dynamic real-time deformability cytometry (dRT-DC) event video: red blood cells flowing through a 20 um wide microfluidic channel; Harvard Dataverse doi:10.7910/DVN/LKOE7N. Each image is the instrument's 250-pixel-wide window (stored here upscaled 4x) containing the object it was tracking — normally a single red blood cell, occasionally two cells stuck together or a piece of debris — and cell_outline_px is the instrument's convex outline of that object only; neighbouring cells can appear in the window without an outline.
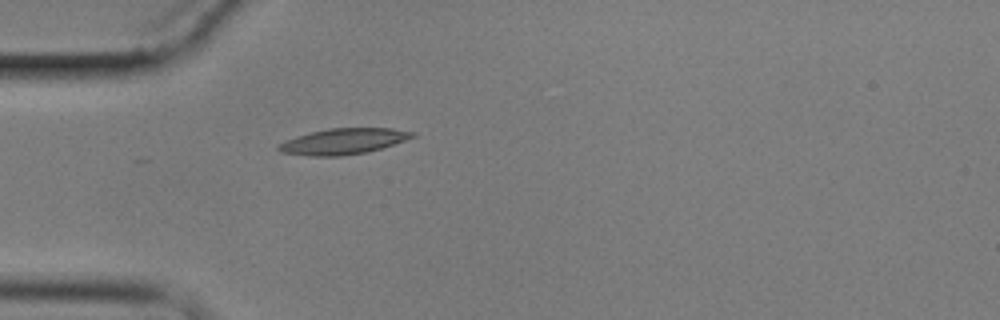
{"species": "common noctule bat (a hibernating species)", "species_latin": "Nyctalus noctula", "temperature_condition": "cold", "stored_images_in_passage": 1, "camera_frame_rate_fps": 3000, "um_per_image_px": 0.085, "animal": {"sex": "male", "body_mass_g": 17.9}, "frame": {"image": 1, "passage_image": 1, "time_ms": 0.0, "image_size_px": [1000, 320], "cell_outline_px": [[416, 136], [380, 148], [364, 152], [340, 156], [308, 156], [280, 152], [276, 148], [276, 144], [296, 136], [328, 128], [392, 128], [416, 132]], "centroid_in_image_um": [29.13, 12.01], "position_along_channel_um": 55.9, "area_um2": 20.06}}